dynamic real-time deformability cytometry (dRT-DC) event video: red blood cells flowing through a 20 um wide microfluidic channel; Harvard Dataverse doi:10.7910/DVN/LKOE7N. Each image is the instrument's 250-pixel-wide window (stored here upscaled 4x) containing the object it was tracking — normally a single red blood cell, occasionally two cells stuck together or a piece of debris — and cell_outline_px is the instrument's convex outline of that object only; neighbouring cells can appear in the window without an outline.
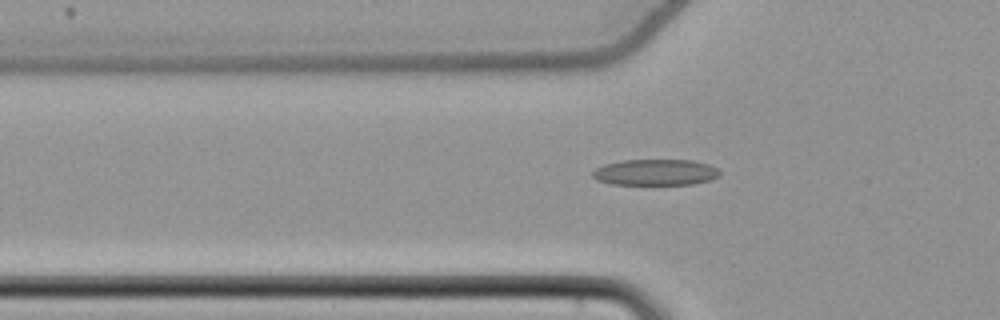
{"species": "common noctule bat (a hibernating species)", "species_latin": "Nyctalus noctula", "temperature_condition": "cold", "stored_images_in_passage": 48, "segment_of_instrument_passage": [1, 2], "camera_frame_rate_fps": 3000, "um_per_image_px": 0.085, "animal": {"sex": "female", "body_mass_g": 22.7, "forearm_length_mm": 54.2}, "frame": {"image": 1, "passage_image": 11, "time_ms": 3.333, "image_size_px": [1000, 320], "cell_outline_px": [[720, 176], [708, 180], [692, 184], [612, 184], [596, 180], [592, 176], [592, 172], [596, 168], [604, 164], [624, 160], [692, 160], [708, 164], [716, 168], [720, 172]], "centroid_in_image_um": [55.69, 14.64], "position_along_channel_um": 70.1, "area_um2": 19.25}}
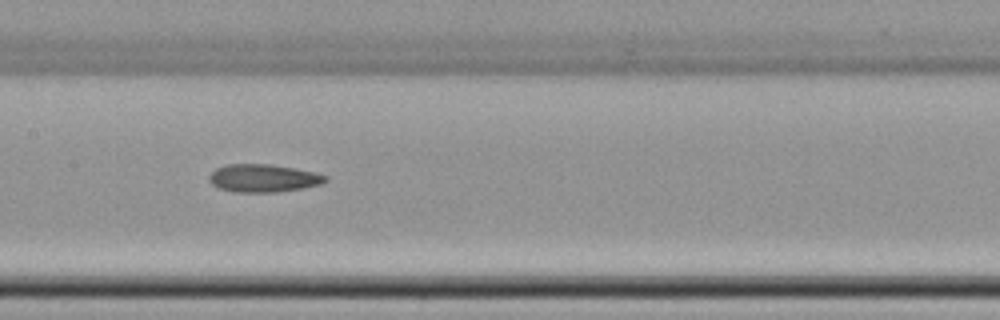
{"frame": {"image": 2, "passage_image": 20, "time_ms": 6.333, "image_size_px": [1000, 320], "cell_outline_px": [[328, 180], [320, 184], [304, 188], [276, 192], [236, 192], [220, 188], [212, 184], [208, 180], [208, 176], [216, 168], [228, 164], [268, 164], [292, 168], [312, 172], [328, 176]], "centroid_in_image_um": [22.36, 15.15], "position_along_channel_um": 185.0, "area_um2": 18.73}}
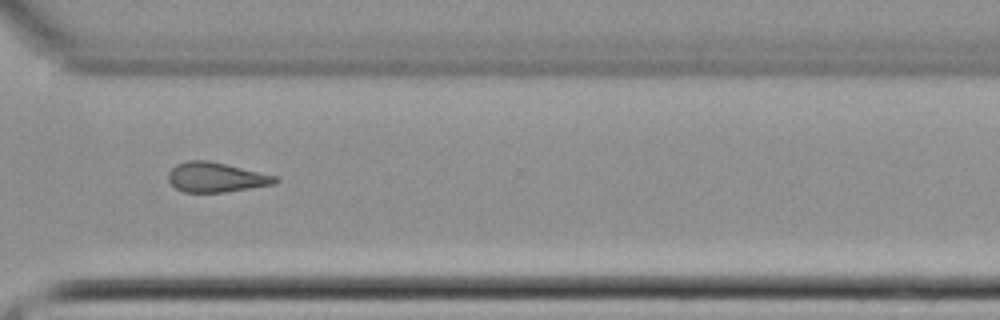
{"frame": {"image": 3, "passage_image": 33, "time_ms": 10.667, "image_size_px": [1000, 320], "cell_outline_px": [[280, 180], [272, 184], [224, 192], [184, 192], [176, 188], [168, 180], [168, 172], [176, 164], [188, 160], [208, 160], [276, 176]], "centroid_in_image_um": [18.31, 15.06], "position_along_channel_um": 352.3, "area_um2": 18.26}}